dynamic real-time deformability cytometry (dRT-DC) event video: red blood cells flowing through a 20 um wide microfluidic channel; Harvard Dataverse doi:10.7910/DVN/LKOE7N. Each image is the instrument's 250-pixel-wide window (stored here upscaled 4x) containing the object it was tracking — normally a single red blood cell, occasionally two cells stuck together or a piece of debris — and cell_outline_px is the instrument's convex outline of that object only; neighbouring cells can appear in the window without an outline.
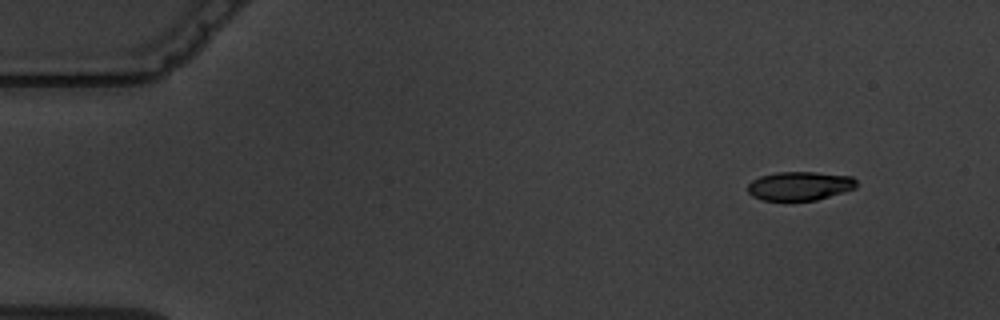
{"species": "common noctule bat (a hibernating species)", "species_latin": "Nyctalus noctula", "temperature_condition": "warm", "stored_images_in_passage": 4, "camera_frame_rate_fps": 3000, "um_per_image_px": 0.085, "animal": {"sex": "male", "body_mass_g": 19.5, "forearm_length_mm": 54.6}, "frame": {"image": 1, "passage_image": 1, "time_ms": 0.0, "image_size_px": [1000, 320], "cell_outline_px": [[856, 188], [844, 192], [816, 200], [764, 200], [752, 196], [748, 192], [748, 184], [752, 180], [760, 176], [776, 172], [816, 172], [852, 176], [856, 180]], "centroid_in_image_um": [67.98, 15.79], "position_along_channel_um": 17.0, "area_um2": 18.26}}
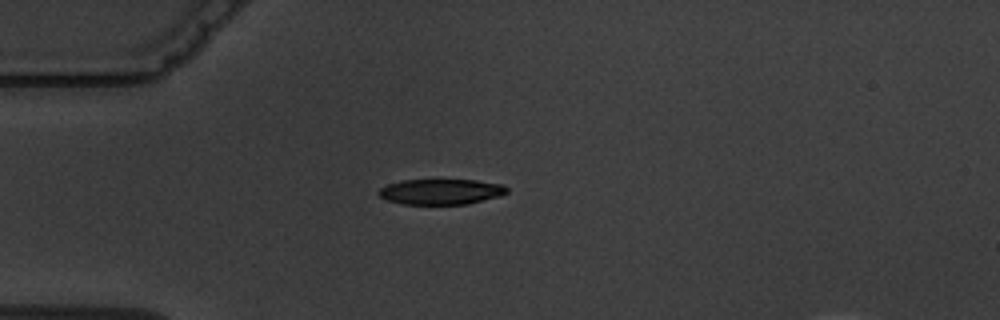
{"frame": {"image": 2, "passage_image": 4, "time_ms": 3.333, "image_size_px": [1000, 320], "cell_outline_px": [[508, 192], [500, 196], [468, 204], [400, 204], [388, 200], [380, 196], [376, 192], [380, 188], [388, 184], [400, 180], [476, 180], [504, 184], [508, 188]], "centroid_in_image_um": [37.49, 16.29], "position_along_channel_um": 47.5, "area_um2": 19.19}}